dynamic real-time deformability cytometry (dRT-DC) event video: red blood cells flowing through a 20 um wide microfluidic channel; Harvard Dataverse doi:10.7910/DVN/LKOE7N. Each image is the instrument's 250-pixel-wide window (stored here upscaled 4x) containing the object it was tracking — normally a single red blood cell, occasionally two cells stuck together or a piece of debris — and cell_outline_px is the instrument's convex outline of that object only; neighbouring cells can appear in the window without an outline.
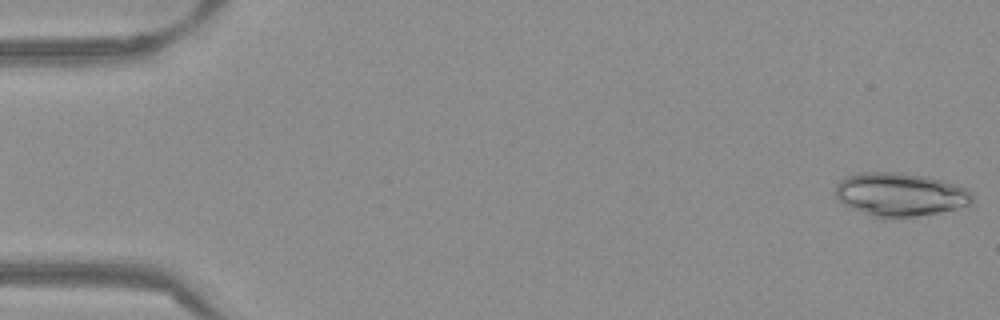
{"species": "Egyptian fruit bat (a non-hibernating species)", "species_latin": "Rousettus aegyptiacus", "temperature_condition": "warm", "stored_images_in_passage": 52, "camera_frame_rate_fps": 3000, "um_per_image_px": 0.085, "frame": {"image": 1, "passage_image": 1, "time_ms": 0.0, "image_size_px": [1000, 320], "cell_outline_px": [[972, 200], [968, 204], [956, 208], [916, 216], [880, 220], [844, 204], [836, 196], [836, 184], [840, 180], [848, 176], [860, 172], [892, 172], [924, 176], [944, 180], [964, 188], [972, 196]], "centroid_in_image_um": [76.45, 16.54], "position_along_channel_um": 8.6, "area_um2": 34.33}}
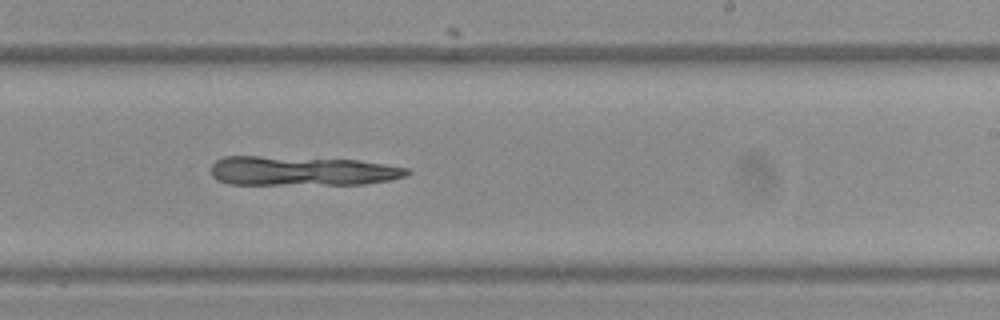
{"frame": {"image": 2, "passage_image": 32, "time_ms": 10.333, "image_size_px": [1000, 320], "cell_outline_px": [[412, 172], [404, 176], [392, 180], [364, 184], [228, 184], [216, 180], [212, 176], [212, 164], [216, 160], [224, 156], [260, 156], [360, 160], [408, 168]], "centroid_in_image_um": [25.66, 14.53], "position_along_channel_um": 263.3, "area_um2": 33.7}}
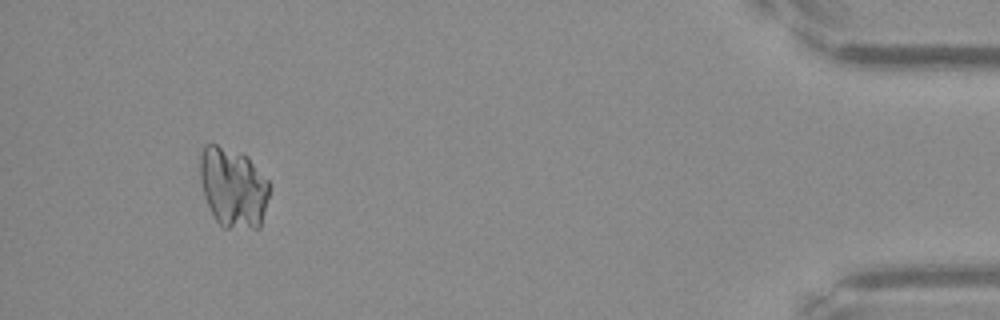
{"frame": {"image": 3, "passage_image": 49, "time_ms": 16.0, "image_size_px": [1000, 320], "cell_outline_px": [[268, 196], [260, 228], [224, 228], [216, 220], [204, 196], [200, 180], [200, 156], [204, 144], [216, 144], [248, 156], [268, 180]], "centroid_in_image_um": [19.8, 15.92], "position_along_channel_um": 415.4, "area_um2": 32.19}}